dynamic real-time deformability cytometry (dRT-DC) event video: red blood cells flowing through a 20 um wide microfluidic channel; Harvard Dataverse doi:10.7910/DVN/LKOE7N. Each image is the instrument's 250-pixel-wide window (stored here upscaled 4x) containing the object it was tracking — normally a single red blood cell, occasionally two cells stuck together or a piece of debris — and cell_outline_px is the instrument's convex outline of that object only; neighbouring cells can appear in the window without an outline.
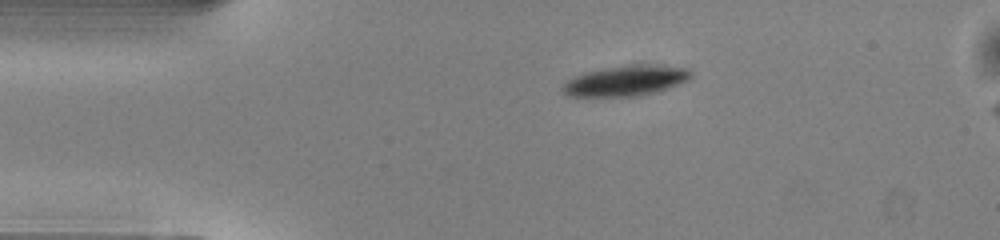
{"species": "common noctule bat (a hibernating species)", "species_latin": "Nyctalus noctula", "temperature_condition": "warm", "stored_images_in_passage": 6, "camera_frame_rate_fps": 3000, "um_per_image_px": 0.085, "animal": {"sex": "male", "body_mass_g": 13.0, "forearm_length_mm": 53.1}, "frame": {"image": 1, "passage_image": 1, "time_ms": 0.0, "image_size_px": [1000, 240], "cell_outline_px": [[692, 76], [688, 80], [652, 92], [636, 96], [568, 96], [560, 88], [568, 80], [576, 76], [588, 72], [604, 68], [632, 64], [636, 64], [688, 68], [692, 72]], "centroid_in_image_um": [53.17, 6.86], "position_along_channel_um": 31.8, "area_um2": 22.08}}